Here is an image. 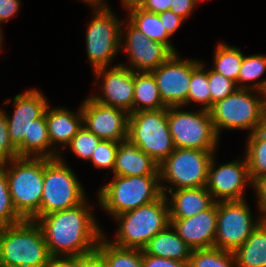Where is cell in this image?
Instances as JSON below:
<instances>
[{
	"label": "cell",
	"instance_id": "1",
	"mask_svg": "<svg viewBox=\"0 0 266 267\" xmlns=\"http://www.w3.org/2000/svg\"><path fill=\"white\" fill-rule=\"evenodd\" d=\"M86 205V199L75 207L39 217L50 255L90 256L104 236Z\"/></svg>",
	"mask_w": 266,
	"mask_h": 267
},
{
	"label": "cell",
	"instance_id": "2",
	"mask_svg": "<svg viewBox=\"0 0 266 267\" xmlns=\"http://www.w3.org/2000/svg\"><path fill=\"white\" fill-rule=\"evenodd\" d=\"M51 255L43 231L34 220L3 227L0 267H45Z\"/></svg>",
	"mask_w": 266,
	"mask_h": 267
},
{
	"label": "cell",
	"instance_id": "3",
	"mask_svg": "<svg viewBox=\"0 0 266 267\" xmlns=\"http://www.w3.org/2000/svg\"><path fill=\"white\" fill-rule=\"evenodd\" d=\"M168 199L163 194L154 202L115 216L120 223L117 239L112 244L142 250L149 240L170 225Z\"/></svg>",
	"mask_w": 266,
	"mask_h": 267
},
{
	"label": "cell",
	"instance_id": "4",
	"mask_svg": "<svg viewBox=\"0 0 266 267\" xmlns=\"http://www.w3.org/2000/svg\"><path fill=\"white\" fill-rule=\"evenodd\" d=\"M5 169L11 200L24 220L39 218L44 183V158L17 157Z\"/></svg>",
	"mask_w": 266,
	"mask_h": 267
},
{
	"label": "cell",
	"instance_id": "5",
	"mask_svg": "<svg viewBox=\"0 0 266 267\" xmlns=\"http://www.w3.org/2000/svg\"><path fill=\"white\" fill-rule=\"evenodd\" d=\"M159 181L160 175H114L113 180L99 190V203L115 217L159 199L163 195Z\"/></svg>",
	"mask_w": 266,
	"mask_h": 267
},
{
	"label": "cell",
	"instance_id": "6",
	"mask_svg": "<svg viewBox=\"0 0 266 267\" xmlns=\"http://www.w3.org/2000/svg\"><path fill=\"white\" fill-rule=\"evenodd\" d=\"M250 88H238L209 109L214 129H249L254 133L266 123V96L252 95ZM264 98V99H263Z\"/></svg>",
	"mask_w": 266,
	"mask_h": 267
},
{
	"label": "cell",
	"instance_id": "7",
	"mask_svg": "<svg viewBox=\"0 0 266 267\" xmlns=\"http://www.w3.org/2000/svg\"><path fill=\"white\" fill-rule=\"evenodd\" d=\"M127 139L160 165L175 150L168 107L130 113Z\"/></svg>",
	"mask_w": 266,
	"mask_h": 267
},
{
	"label": "cell",
	"instance_id": "8",
	"mask_svg": "<svg viewBox=\"0 0 266 267\" xmlns=\"http://www.w3.org/2000/svg\"><path fill=\"white\" fill-rule=\"evenodd\" d=\"M84 190L62 158H44V183L39 217L80 205Z\"/></svg>",
	"mask_w": 266,
	"mask_h": 267
},
{
	"label": "cell",
	"instance_id": "9",
	"mask_svg": "<svg viewBox=\"0 0 266 267\" xmlns=\"http://www.w3.org/2000/svg\"><path fill=\"white\" fill-rule=\"evenodd\" d=\"M178 108L168 107V124L175 148L214 151L219 137L209 110L185 112Z\"/></svg>",
	"mask_w": 266,
	"mask_h": 267
},
{
	"label": "cell",
	"instance_id": "10",
	"mask_svg": "<svg viewBox=\"0 0 266 267\" xmlns=\"http://www.w3.org/2000/svg\"><path fill=\"white\" fill-rule=\"evenodd\" d=\"M214 151L175 148L159 165L161 180L175 185V189L206 187L208 169Z\"/></svg>",
	"mask_w": 266,
	"mask_h": 267
},
{
	"label": "cell",
	"instance_id": "11",
	"mask_svg": "<svg viewBox=\"0 0 266 267\" xmlns=\"http://www.w3.org/2000/svg\"><path fill=\"white\" fill-rule=\"evenodd\" d=\"M95 16L86 35L87 53L94 70L108 67L121 45L122 28L111 9L94 7Z\"/></svg>",
	"mask_w": 266,
	"mask_h": 267
},
{
	"label": "cell",
	"instance_id": "12",
	"mask_svg": "<svg viewBox=\"0 0 266 267\" xmlns=\"http://www.w3.org/2000/svg\"><path fill=\"white\" fill-rule=\"evenodd\" d=\"M261 221L260 217L258 222L253 223L245 199L217 202L215 247L234 252L244 244Z\"/></svg>",
	"mask_w": 266,
	"mask_h": 267
},
{
	"label": "cell",
	"instance_id": "13",
	"mask_svg": "<svg viewBox=\"0 0 266 267\" xmlns=\"http://www.w3.org/2000/svg\"><path fill=\"white\" fill-rule=\"evenodd\" d=\"M174 53L153 74L162 101L166 107H182L187 105V96L192 71L200 64L199 61L180 60Z\"/></svg>",
	"mask_w": 266,
	"mask_h": 267
},
{
	"label": "cell",
	"instance_id": "14",
	"mask_svg": "<svg viewBox=\"0 0 266 267\" xmlns=\"http://www.w3.org/2000/svg\"><path fill=\"white\" fill-rule=\"evenodd\" d=\"M83 125L101 140L121 142L127 139L130 114L102 104L92 97L81 105Z\"/></svg>",
	"mask_w": 266,
	"mask_h": 267
},
{
	"label": "cell",
	"instance_id": "15",
	"mask_svg": "<svg viewBox=\"0 0 266 267\" xmlns=\"http://www.w3.org/2000/svg\"><path fill=\"white\" fill-rule=\"evenodd\" d=\"M13 105H15L13 116L9 117L6 114L9 137L18 151V157H23V141L30 139L31 125L45 113L48 104L39 90L30 89L16 95Z\"/></svg>",
	"mask_w": 266,
	"mask_h": 267
},
{
	"label": "cell",
	"instance_id": "16",
	"mask_svg": "<svg viewBox=\"0 0 266 267\" xmlns=\"http://www.w3.org/2000/svg\"><path fill=\"white\" fill-rule=\"evenodd\" d=\"M214 167V159L212 158L208 169L206 188L212 198L214 197V201L216 202V198H218L217 202L244 200V186L248 180L249 183L251 182L246 158L225 165L220 164L217 169Z\"/></svg>",
	"mask_w": 266,
	"mask_h": 267
},
{
	"label": "cell",
	"instance_id": "17",
	"mask_svg": "<svg viewBox=\"0 0 266 267\" xmlns=\"http://www.w3.org/2000/svg\"><path fill=\"white\" fill-rule=\"evenodd\" d=\"M123 64L115 65L109 71L106 67L94 70L96 78L103 76V97L92 98L102 104L133 112L134 71Z\"/></svg>",
	"mask_w": 266,
	"mask_h": 267
},
{
	"label": "cell",
	"instance_id": "18",
	"mask_svg": "<svg viewBox=\"0 0 266 267\" xmlns=\"http://www.w3.org/2000/svg\"><path fill=\"white\" fill-rule=\"evenodd\" d=\"M127 25L124 47L129 54L132 71L151 72L174 54L166 44L147 38L130 21Z\"/></svg>",
	"mask_w": 266,
	"mask_h": 267
},
{
	"label": "cell",
	"instance_id": "19",
	"mask_svg": "<svg viewBox=\"0 0 266 267\" xmlns=\"http://www.w3.org/2000/svg\"><path fill=\"white\" fill-rule=\"evenodd\" d=\"M170 226L192 250L215 247L217 201L193 217L170 219Z\"/></svg>",
	"mask_w": 266,
	"mask_h": 267
},
{
	"label": "cell",
	"instance_id": "20",
	"mask_svg": "<svg viewBox=\"0 0 266 267\" xmlns=\"http://www.w3.org/2000/svg\"><path fill=\"white\" fill-rule=\"evenodd\" d=\"M161 188L164 195H167L165 190L172 195L168 202L171 206H169L170 219L193 217L215 203L206 187L176 189L174 193L172 187L161 185Z\"/></svg>",
	"mask_w": 266,
	"mask_h": 267
},
{
	"label": "cell",
	"instance_id": "21",
	"mask_svg": "<svg viewBox=\"0 0 266 267\" xmlns=\"http://www.w3.org/2000/svg\"><path fill=\"white\" fill-rule=\"evenodd\" d=\"M112 171L119 176L160 175L159 164L128 139L118 142Z\"/></svg>",
	"mask_w": 266,
	"mask_h": 267
},
{
	"label": "cell",
	"instance_id": "22",
	"mask_svg": "<svg viewBox=\"0 0 266 267\" xmlns=\"http://www.w3.org/2000/svg\"><path fill=\"white\" fill-rule=\"evenodd\" d=\"M45 110V119L47 123L48 134L51 145L55 143L68 145L71 139L77 134L79 129L83 126V114L80 108L76 115L63 108Z\"/></svg>",
	"mask_w": 266,
	"mask_h": 267
},
{
	"label": "cell",
	"instance_id": "23",
	"mask_svg": "<svg viewBox=\"0 0 266 267\" xmlns=\"http://www.w3.org/2000/svg\"><path fill=\"white\" fill-rule=\"evenodd\" d=\"M171 228L169 225L165 230L158 232L142 251L151 256L189 262L192 249Z\"/></svg>",
	"mask_w": 266,
	"mask_h": 267
},
{
	"label": "cell",
	"instance_id": "24",
	"mask_svg": "<svg viewBox=\"0 0 266 267\" xmlns=\"http://www.w3.org/2000/svg\"><path fill=\"white\" fill-rule=\"evenodd\" d=\"M237 267H266V220L234 252Z\"/></svg>",
	"mask_w": 266,
	"mask_h": 267
},
{
	"label": "cell",
	"instance_id": "25",
	"mask_svg": "<svg viewBox=\"0 0 266 267\" xmlns=\"http://www.w3.org/2000/svg\"><path fill=\"white\" fill-rule=\"evenodd\" d=\"M142 104V106H141ZM167 108L151 72L134 71L133 112Z\"/></svg>",
	"mask_w": 266,
	"mask_h": 267
},
{
	"label": "cell",
	"instance_id": "26",
	"mask_svg": "<svg viewBox=\"0 0 266 267\" xmlns=\"http://www.w3.org/2000/svg\"><path fill=\"white\" fill-rule=\"evenodd\" d=\"M127 9L130 12L129 21L139 31L152 41L166 44L174 53H176L174 47L168 40L170 35L164 28L158 14L147 12L139 6H132Z\"/></svg>",
	"mask_w": 266,
	"mask_h": 267
},
{
	"label": "cell",
	"instance_id": "27",
	"mask_svg": "<svg viewBox=\"0 0 266 267\" xmlns=\"http://www.w3.org/2000/svg\"><path fill=\"white\" fill-rule=\"evenodd\" d=\"M103 239L105 236L100 239L95 253L107 267H143L141 249L121 248Z\"/></svg>",
	"mask_w": 266,
	"mask_h": 267
},
{
	"label": "cell",
	"instance_id": "28",
	"mask_svg": "<svg viewBox=\"0 0 266 267\" xmlns=\"http://www.w3.org/2000/svg\"><path fill=\"white\" fill-rule=\"evenodd\" d=\"M247 141L245 158L253 184L257 179L266 175V125L250 134Z\"/></svg>",
	"mask_w": 266,
	"mask_h": 267
},
{
	"label": "cell",
	"instance_id": "29",
	"mask_svg": "<svg viewBox=\"0 0 266 267\" xmlns=\"http://www.w3.org/2000/svg\"><path fill=\"white\" fill-rule=\"evenodd\" d=\"M49 148H51V143L44 113L39 119L34 120V123L31 125L30 139H24L23 141V157L48 159L59 157L58 154H54L56 153L55 150L53 151ZM33 154L35 156H31Z\"/></svg>",
	"mask_w": 266,
	"mask_h": 267
},
{
	"label": "cell",
	"instance_id": "30",
	"mask_svg": "<svg viewBox=\"0 0 266 267\" xmlns=\"http://www.w3.org/2000/svg\"><path fill=\"white\" fill-rule=\"evenodd\" d=\"M240 49L219 43L214 55V71L236 82L243 61Z\"/></svg>",
	"mask_w": 266,
	"mask_h": 267
},
{
	"label": "cell",
	"instance_id": "31",
	"mask_svg": "<svg viewBox=\"0 0 266 267\" xmlns=\"http://www.w3.org/2000/svg\"><path fill=\"white\" fill-rule=\"evenodd\" d=\"M208 84L211 93V107L214 103L226 98L234 93L238 88H250L260 93V96H266V80L252 84V86H237L236 82L226 78L222 74L214 71H208Z\"/></svg>",
	"mask_w": 266,
	"mask_h": 267
},
{
	"label": "cell",
	"instance_id": "32",
	"mask_svg": "<svg viewBox=\"0 0 266 267\" xmlns=\"http://www.w3.org/2000/svg\"><path fill=\"white\" fill-rule=\"evenodd\" d=\"M188 267H237V265L233 252L211 247L193 249Z\"/></svg>",
	"mask_w": 266,
	"mask_h": 267
},
{
	"label": "cell",
	"instance_id": "33",
	"mask_svg": "<svg viewBox=\"0 0 266 267\" xmlns=\"http://www.w3.org/2000/svg\"><path fill=\"white\" fill-rule=\"evenodd\" d=\"M203 68V63L200 62L191 73L187 103H191V101L202 103L204 104L203 109L209 110L211 108V93L208 84V71Z\"/></svg>",
	"mask_w": 266,
	"mask_h": 267
},
{
	"label": "cell",
	"instance_id": "34",
	"mask_svg": "<svg viewBox=\"0 0 266 267\" xmlns=\"http://www.w3.org/2000/svg\"><path fill=\"white\" fill-rule=\"evenodd\" d=\"M5 167V164L0 165V226L2 227L14 225L24 220L12 203Z\"/></svg>",
	"mask_w": 266,
	"mask_h": 267
},
{
	"label": "cell",
	"instance_id": "35",
	"mask_svg": "<svg viewBox=\"0 0 266 267\" xmlns=\"http://www.w3.org/2000/svg\"><path fill=\"white\" fill-rule=\"evenodd\" d=\"M100 141L101 139L93 132H90L84 125L68 145L75 155L82 159L90 160L92 153Z\"/></svg>",
	"mask_w": 266,
	"mask_h": 267
},
{
	"label": "cell",
	"instance_id": "36",
	"mask_svg": "<svg viewBox=\"0 0 266 267\" xmlns=\"http://www.w3.org/2000/svg\"><path fill=\"white\" fill-rule=\"evenodd\" d=\"M266 70V56L254 54L243 56L237 84L240 82L258 79Z\"/></svg>",
	"mask_w": 266,
	"mask_h": 267
},
{
	"label": "cell",
	"instance_id": "37",
	"mask_svg": "<svg viewBox=\"0 0 266 267\" xmlns=\"http://www.w3.org/2000/svg\"><path fill=\"white\" fill-rule=\"evenodd\" d=\"M118 142L101 140L91 155L94 167L114 169Z\"/></svg>",
	"mask_w": 266,
	"mask_h": 267
},
{
	"label": "cell",
	"instance_id": "38",
	"mask_svg": "<svg viewBox=\"0 0 266 267\" xmlns=\"http://www.w3.org/2000/svg\"><path fill=\"white\" fill-rule=\"evenodd\" d=\"M18 157V151L13 146L8 131L6 113L0 110V165L9 164V162ZM9 160V161H8Z\"/></svg>",
	"mask_w": 266,
	"mask_h": 267
},
{
	"label": "cell",
	"instance_id": "39",
	"mask_svg": "<svg viewBox=\"0 0 266 267\" xmlns=\"http://www.w3.org/2000/svg\"><path fill=\"white\" fill-rule=\"evenodd\" d=\"M143 267H188V262L147 255L142 251Z\"/></svg>",
	"mask_w": 266,
	"mask_h": 267
},
{
	"label": "cell",
	"instance_id": "40",
	"mask_svg": "<svg viewBox=\"0 0 266 267\" xmlns=\"http://www.w3.org/2000/svg\"><path fill=\"white\" fill-rule=\"evenodd\" d=\"M159 18L164 25L167 33L171 36L180 27V24L184 21V18L176 15L171 10L158 13Z\"/></svg>",
	"mask_w": 266,
	"mask_h": 267
},
{
	"label": "cell",
	"instance_id": "41",
	"mask_svg": "<svg viewBox=\"0 0 266 267\" xmlns=\"http://www.w3.org/2000/svg\"><path fill=\"white\" fill-rule=\"evenodd\" d=\"M45 267H82V256H54Z\"/></svg>",
	"mask_w": 266,
	"mask_h": 267
},
{
	"label": "cell",
	"instance_id": "42",
	"mask_svg": "<svg viewBox=\"0 0 266 267\" xmlns=\"http://www.w3.org/2000/svg\"><path fill=\"white\" fill-rule=\"evenodd\" d=\"M173 0H142L138 5L143 10L150 13H161L170 10Z\"/></svg>",
	"mask_w": 266,
	"mask_h": 267
},
{
	"label": "cell",
	"instance_id": "43",
	"mask_svg": "<svg viewBox=\"0 0 266 267\" xmlns=\"http://www.w3.org/2000/svg\"><path fill=\"white\" fill-rule=\"evenodd\" d=\"M197 2L198 0H173L170 10L185 19L190 15Z\"/></svg>",
	"mask_w": 266,
	"mask_h": 267
},
{
	"label": "cell",
	"instance_id": "44",
	"mask_svg": "<svg viewBox=\"0 0 266 267\" xmlns=\"http://www.w3.org/2000/svg\"><path fill=\"white\" fill-rule=\"evenodd\" d=\"M257 191L259 209L262 212V220H266V175L260 177L252 184Z\"/></svg>",
	"mask_w": 266,
	"mask_h": 267
},
{
	"label": "cell",
	"instance_id": "45",
	"mask_svg": "<svg viewBox=\"0 0 266 267\" xmlns=\"http://www.w3.org/2000/svg\"><path fill=\"white\" fill-rule=\"evenodd\" d=\"M20 6V0H0V24L13 17Z\"/></svg>",
	"mask_w": 266,
	"mask_h": 267
},
{
	"label": "cell",
	"instance_id": "46",
	"mask_svg": "<svg viewBox=\"0 0 266 267\" xmlns=\"http://www.w3.org/2000/svg\"><path fill=\"white\" fill-rule=\"evenodd\" d=\"M82 267H107L104 261L96 254L82 256Z\"/></svg>",
	"mask_w": 266,
	"mask_h": 267
},
{
	"label": "cell",
	"instance_id": "47",
	"mask_svg": "<svg viewBox=\"0 0 266 267\" xmlns=\"http://www.w3.org/2000/svg\"><path fill=\"white\" fill-rule=\"evenodd\" d=\"M123 2V5L126 7V8H129V7H132V6H138L142 0H122Z\"/></svg>",
	"mask_w": 266,
	"mask_h": 267
},
{
	"label": "cell",
	"instance_id": "48",
	"mask_svg": "<svg viewBox=\"0 0 266 267\" xmlns=\"http://www.w3.org/2000/svg\"><path fill=\"white\" fill-rule=\"evenodd\" d=\"M85 2H87L90 5H92L93 7H106V4L102 3L103 0H85Z\"/></svg>",
	"mask_w": 266,
	"mask_h": 267
},
{
	"label": "cell",
	"instance_id": "49",
	"mask_svg": "<svg viewBox=\"0 0 266 267\" xmlns=\"http://www.w3.org/2000/svg\"><path fill=\"white\" fill-rule=\"evenodd\" d=\"M1 41H2V33L0 32V48H1Z\"/></svg>",
	"mask_w": 266,
	"mask_h": 267
},
{
	"label": "cell",
	"instance_id": "50",
	"mask_svg": "<svg viewBox=\"0 0 266 267\" xmlns=\"http://www.w3.org/2000/svg\"><path fill=\"white\" fill-rule=\"evenodd\" d=\"M2 230H3V227L0 226V238H1Z\"/></svg>",
	"mask_w": 266,
	"mask_h": 267
}]
</instances>
